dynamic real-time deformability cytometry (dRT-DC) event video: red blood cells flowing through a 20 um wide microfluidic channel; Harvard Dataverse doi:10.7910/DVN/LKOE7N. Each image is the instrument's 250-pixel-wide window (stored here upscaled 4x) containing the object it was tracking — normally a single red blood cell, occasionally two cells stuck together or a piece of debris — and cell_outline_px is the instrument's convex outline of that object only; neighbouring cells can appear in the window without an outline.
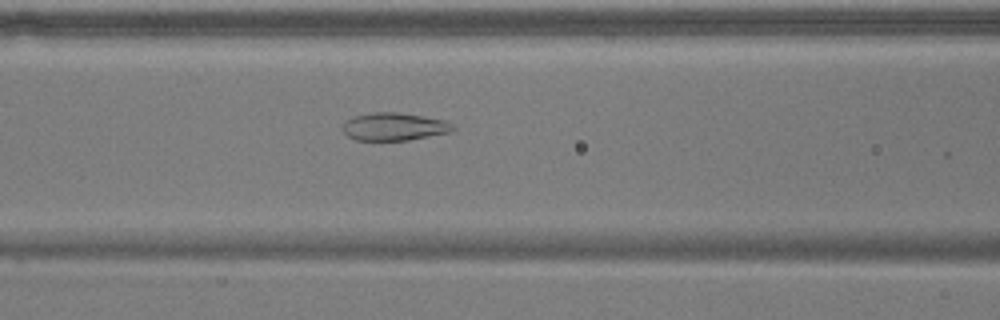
{"species": "common noctule bat (a hibernating species)", "species_latin": "Nyctalus noctula", "temperature_condition": "warm", "stored_images_in_passage": 32, "camera_frame_rate_fps": 3000, "um_per_image_px": 0.085, "animal": {"sex": "male", "body_mass_g": 17.9}, "frame": {"image": 1, "passage_image": 22, "time_ms": 7.0, "image_size_px": [1000, 320], "cell_outline_px": [[456, 128], [452, 132], [408, 140], [356, 140], [348, 136], [344, 132], [344, 124], [352, 116], [376, 112], [396, 112], [424, 116], [444, 120], [452, 124]], "centroid_in_image_um": [33.54, 10.76], "position_along_channel_um": 133.1, "area_um2": 17.74}}